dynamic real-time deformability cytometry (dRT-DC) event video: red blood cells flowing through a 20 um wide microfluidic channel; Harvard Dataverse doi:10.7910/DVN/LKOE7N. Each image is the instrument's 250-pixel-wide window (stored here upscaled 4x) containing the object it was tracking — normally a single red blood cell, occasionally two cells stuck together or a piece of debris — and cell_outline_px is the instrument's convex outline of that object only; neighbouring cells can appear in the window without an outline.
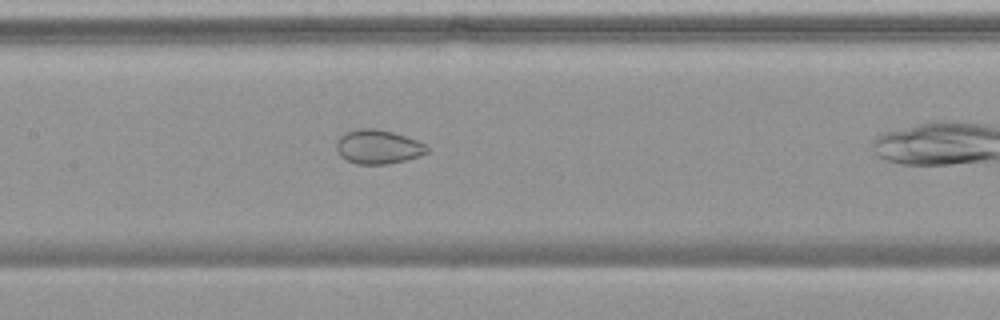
{"species": "common noctule bat (a hibernating species)", "species_latin": "Nyctalus noctula", "temperature_condition": "warm", "stored_images_in_passage": 30, "camera_frame_rate_fps": 3000, "um_per_image_px": 0.085, "animal": {"sex": "female", "body_mass_g": 19.9}, "frame": {"image": 1, "passage_image": 13, "time_ms": 4.0, "image_size_px": [1000, 320], "cell_outline_px": [[432, 148], [428, 152], [420, 156], [408, 160], [388, 164], [356, 164], [340, 156], [336, 148], [336, 140], [344, 132], [360, 128], [376, 128], [392, 132], [416, 140]], "centroid_in_image_um": [32.14, 12.48], "position_along_channel_um": 175.3, "area_um2": 18.21}}
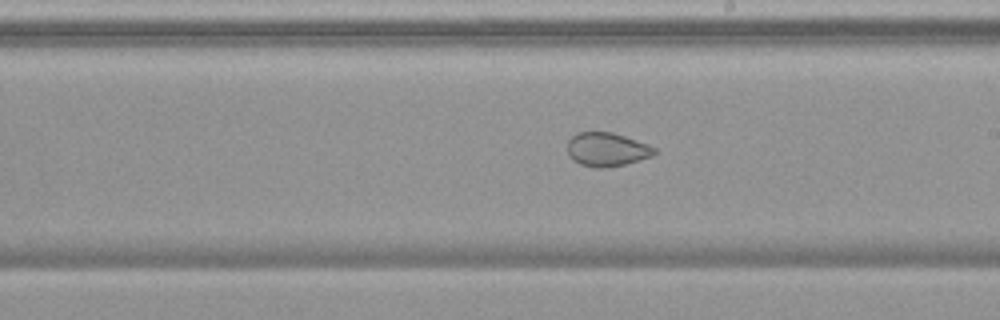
{"frame": {"image": 2, "passage_image": 18, "time_ms": 5.667, "image_size_px": [1000, 320], "cell_outline_px": [[660, 152], [652, 156], [624, 164], [608, 168], [596, 168], [580, 164], [572, 160], [568, 152], [568, 140], [576, 132], [612, 132], [648, 144], [656, 148]], "centroid_in_image_um": [51.59, 12.71], "position_along_channel_um": 237.4, "area_um2": 17.22}}